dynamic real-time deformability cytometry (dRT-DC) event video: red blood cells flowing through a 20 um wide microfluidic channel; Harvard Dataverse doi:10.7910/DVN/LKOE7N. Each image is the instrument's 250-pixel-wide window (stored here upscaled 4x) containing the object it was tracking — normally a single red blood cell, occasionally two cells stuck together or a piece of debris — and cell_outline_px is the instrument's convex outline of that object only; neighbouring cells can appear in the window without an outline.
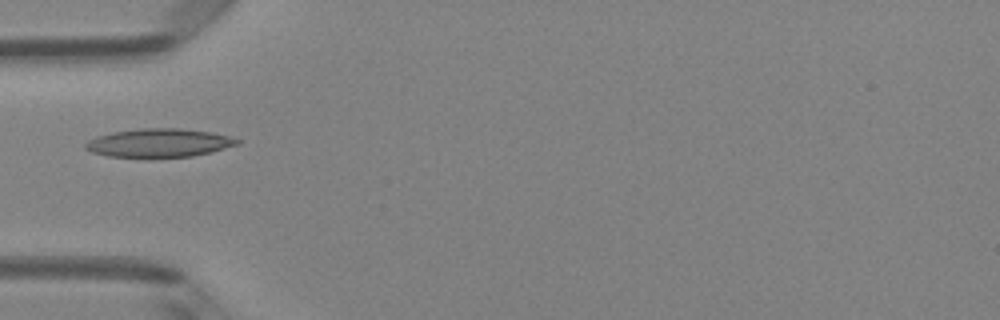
{"species": "Egyptian fruit bat (a non-hibernating species)", "species_latin": "Rousettus aegyptiacus", "temperature_condition": "room temperature", "stored_images_in_passage": 4, "camera_frame_rate_fps": 3000, "um_per_image_px": 0.085, "animal": {"sex": "female"}, "frame": {"image": 1, "passage_image": 4, "time_ms": 1.0, "image_size_px": [1000, 320], "cell_outline_px": [[240, 144], [192, 156], [108, 156], [92, 152], [84, 148], [84, 144], [88, 140], [96, 136], [112, 132], [140, 128], [180, 128], [208, 132], [228, 136], [240, 140]], "centroid_in_image_um": [13.47, 12.12], "position_along_channel_um": 71.5, "area_um2": 24.68}}